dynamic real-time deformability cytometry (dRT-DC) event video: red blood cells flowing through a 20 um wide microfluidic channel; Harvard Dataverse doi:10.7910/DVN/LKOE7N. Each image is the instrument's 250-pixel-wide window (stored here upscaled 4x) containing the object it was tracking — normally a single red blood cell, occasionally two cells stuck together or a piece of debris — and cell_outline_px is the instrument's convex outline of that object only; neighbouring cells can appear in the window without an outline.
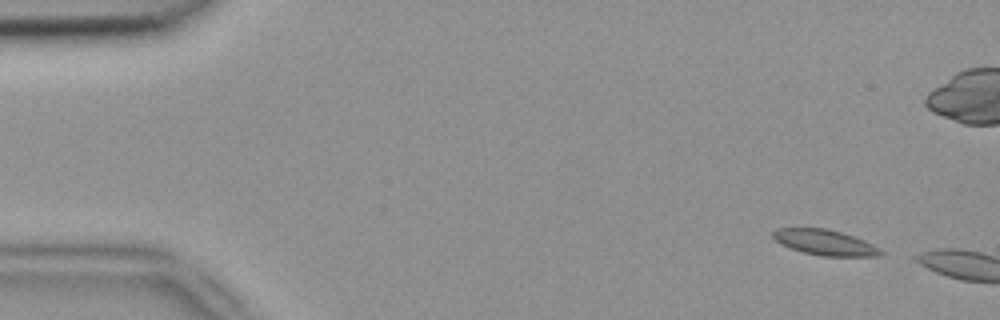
{"species": "common noctule bat (a hibernating species)", "species_latin": "Nyctalus noctula", "temperature_condition": "room temperature", "stored_images_in_passage": 2, "camera_frame_rate_fps": 3000, "um_per_image_px": 0.085, "animal": {"sex": "female", "body_mass_g": 18.4}, "frame": {"image": 1, "passage_image": 1, "time_ms": 0.0, "image_size_px": [1000, 320], "cell_outline_px": [[884, 252], [880, 256], [820, 256], [804, 252], [780, 244], [772, 236], [772, 232], [776, 228], [828, 228], [864, 240], [880, 248]], "centroid_in_image_um": [70.12, 20.6], "position_along_channel_um": 14.9, "area_um2": 15.95}}